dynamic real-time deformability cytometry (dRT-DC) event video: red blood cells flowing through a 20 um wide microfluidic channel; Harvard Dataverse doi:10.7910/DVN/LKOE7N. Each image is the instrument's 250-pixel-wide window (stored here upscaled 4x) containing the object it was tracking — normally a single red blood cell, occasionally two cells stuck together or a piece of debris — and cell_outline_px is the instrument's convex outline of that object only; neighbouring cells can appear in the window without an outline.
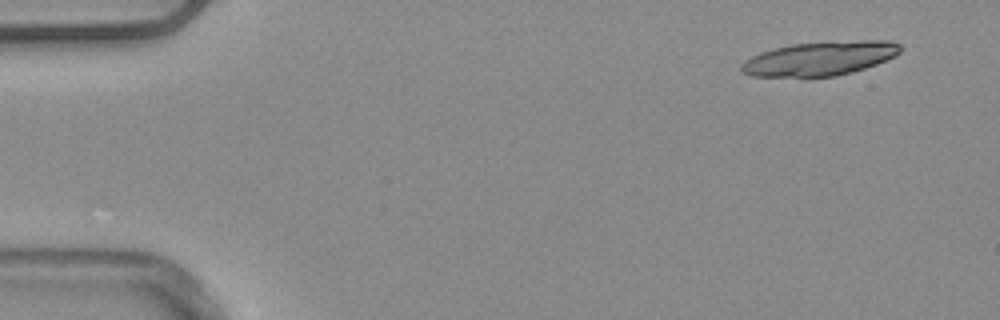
{"species": "common noctule bat (a hibernating species)", "species_latin": "Nyctalus noctula", "temperature_condition": "warm", "stored_images_in_passage": 15, "camera_frame_rate_fps": 3000, "um_per_image_px": 0.085, "animal": {"sex": "male", "body_mass_g": 20.4}, "frame": {"image": 1, "passage_image": 1, "time_ms": 0.0, "image_size_px": [1000, 320], "cell_outline_px": [[900, 52], [896, 56], [876, 64], [852, 72], [836, 76], [752, 76], [744, 72], [740, 68], [740, 64], [744, 60], [760, 52], [792, 44], [860, 40], [888, 40], [900, 44]], "centroid_in_image_um": [69.71, 4.96], "position_along_channel_um": 15.3, "area_um2": 31.27}}